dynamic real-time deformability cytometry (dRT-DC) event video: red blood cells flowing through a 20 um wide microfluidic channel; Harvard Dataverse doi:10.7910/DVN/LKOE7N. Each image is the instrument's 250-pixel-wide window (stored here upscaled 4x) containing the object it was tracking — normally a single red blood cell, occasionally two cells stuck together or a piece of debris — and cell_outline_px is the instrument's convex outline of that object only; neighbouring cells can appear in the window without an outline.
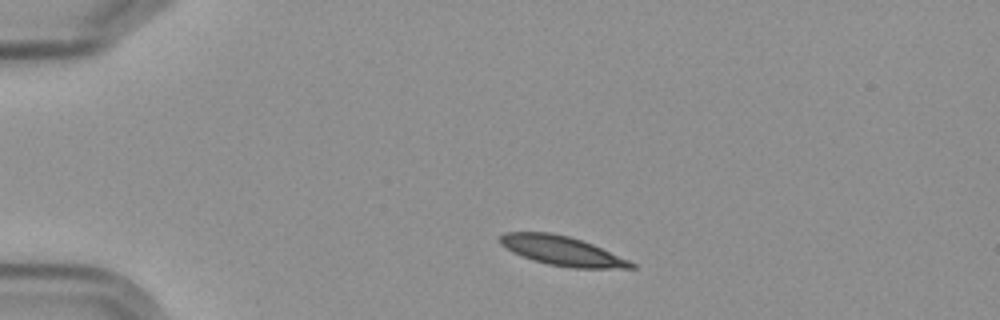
{"species": "Egyptian fruit bat (a non-hibernating species)", "species_latin": "Rousettus aegyptiacus", "temperature_condition": "cold", "stored_images_in_passage": 6, "camera_frame_rate_fps": 3000, "um_per_image_px": 0.085, "frame": {"image": 1, "passage_image": 1, "time_ms": 0.0, "image_size_px": [1000, 320], "cell_outline_px": [[636, 268], [568, 268], [548, 264], [532, 260], [512, 252], [500, 244], [500, 236], [504, 232], [548, 232], [568, 236], [592, 244], [628, 260], [636, 264]], "centroid_in_image_um": [47.74, 21.32], "position_along_channel_um": 37.3, "area_um2": 22.25}}
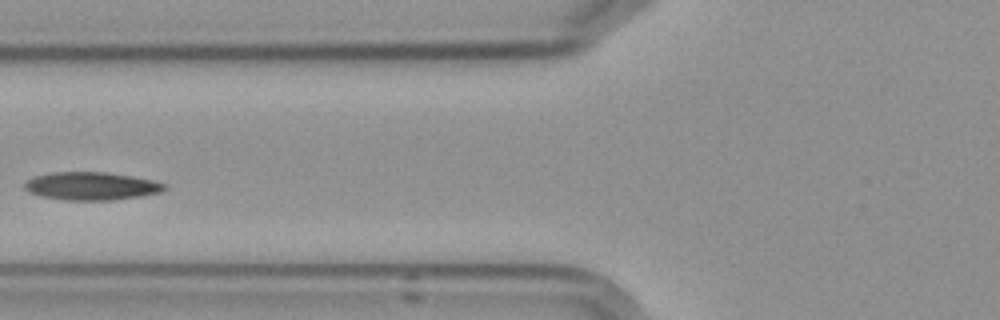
{"frame": {"image": 2, "passage_image": 4, "time_ms": 3.667, "image_size_px": [1000, 320], "cell_outline_px": [[168, 188], [160, 192], [140, 196], [112, 200], [68, 200], [40, 196], [28, 192], [24, 188], [24, 184], [32, 176], [52, 172], [104, 172], [132, 176], [152, 180], [168, 184]], "centroid_in_image_um": [7.76, 15.81], "position_along_channel_um": 118.0, "area_um2": 22.89}}
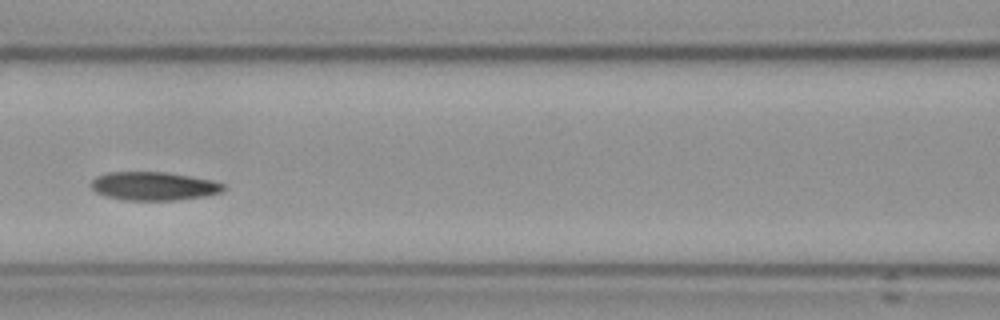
{"frame": {"image": 3, "passage_image": 5, "time_ms": 4.667, "image_size_px": [1000, 320], "cell_outline_px": [[228, 188], [224, 192], [208, 196], [176, 200], [128, 200], [108, 196], [96, 192], [92, 188], [92, 180], [96, 176], [108, 172], [168, 172], [212, 180], [224, 184]], "centroid_in_image_um": [13.15, 15.81], "position_along_channel_um": 153.4, "area_um2": 22.08}}